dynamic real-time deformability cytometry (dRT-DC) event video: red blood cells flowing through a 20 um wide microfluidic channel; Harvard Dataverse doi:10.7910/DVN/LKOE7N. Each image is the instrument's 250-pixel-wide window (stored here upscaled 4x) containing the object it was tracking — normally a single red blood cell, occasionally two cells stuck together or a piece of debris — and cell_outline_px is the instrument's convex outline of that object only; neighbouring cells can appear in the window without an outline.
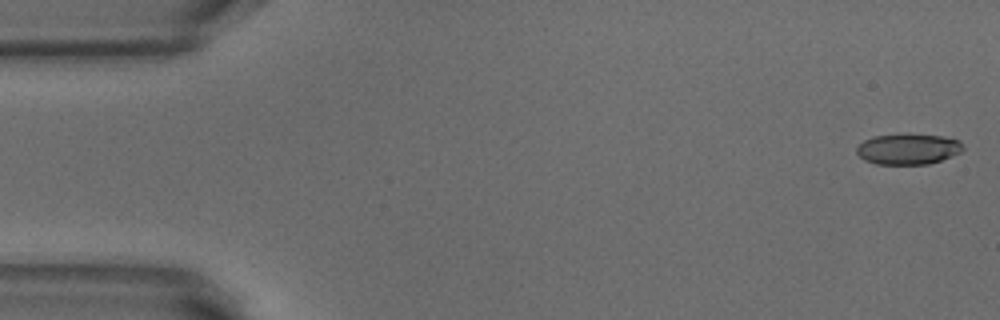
{"species": "common noctule bat (a hibernating species)", "species_latin": "Nyctalus noctula", "temperature_condition": "warm", "stored_images_in_passage": 8, "camera_frame_rate_fps": 3000, "um_per_image_px": 0.085, "animal": {"sex": "male", "body_mass_g": 18.8}, "frame": {"image": 1, "passage_image": 1, "time_ms": 0.0, "image_size_px": [1000, 320], "cell_outline_px": [[964, 148], [960, 152], [940, 160], [928, 164], [876, 164], [864, 160], [856, 152], [856, 148], [864, 140], [872, 136], [940, 136], [960, 140]], "centroid_in_image_um": [77.17, 12.7], "position_along_channel_um": 7.8, "area_um2": 18.38}}